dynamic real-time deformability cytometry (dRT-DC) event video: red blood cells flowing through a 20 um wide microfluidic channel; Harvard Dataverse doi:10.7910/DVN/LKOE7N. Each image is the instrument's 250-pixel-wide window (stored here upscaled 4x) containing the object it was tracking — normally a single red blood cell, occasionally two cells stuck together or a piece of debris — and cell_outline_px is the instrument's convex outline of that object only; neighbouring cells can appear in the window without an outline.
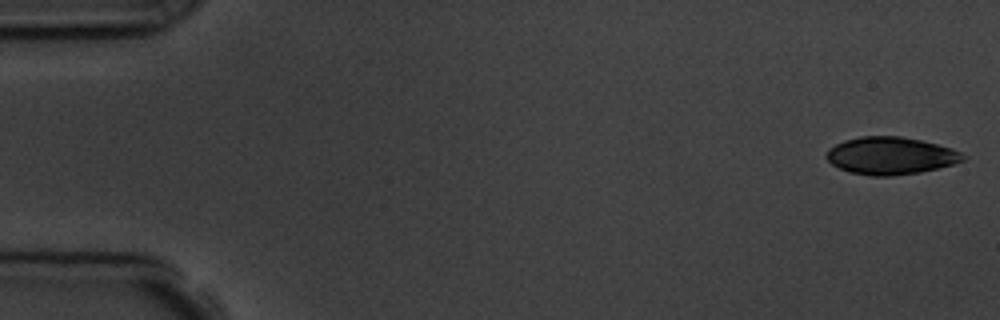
{"species": "common noctule bat (a hibernating species)", "species_latin": "Nyctalus noctula", "temperature_condition": "room temperature", "stored_images_in_passage": 5, "camera_frame_rate_fps": 3000, "um_per_image_px": 0.085, "animal": {"sex": "male", "body_mass_g": 19.5, "forearm_length_mm": 54.6}, "frame": {"image": 1, "passage_image": 1, "time_ms": 0.0, "image_size_px": [1000, 320], "cell_outline_px": [[968, 156], [964, 160], [952, 164], [920, 172], [892, 176], [868, 176], [848, 172], [832, 164], [824, 156], [828, 148], [844, 140], [860, 136], [900, 136], [920, 140], [952, 148]], "centroid_in_image_um": [75.67, 13.24], "position_along_channel_um": 9.3, "area_um2": 29.88}}